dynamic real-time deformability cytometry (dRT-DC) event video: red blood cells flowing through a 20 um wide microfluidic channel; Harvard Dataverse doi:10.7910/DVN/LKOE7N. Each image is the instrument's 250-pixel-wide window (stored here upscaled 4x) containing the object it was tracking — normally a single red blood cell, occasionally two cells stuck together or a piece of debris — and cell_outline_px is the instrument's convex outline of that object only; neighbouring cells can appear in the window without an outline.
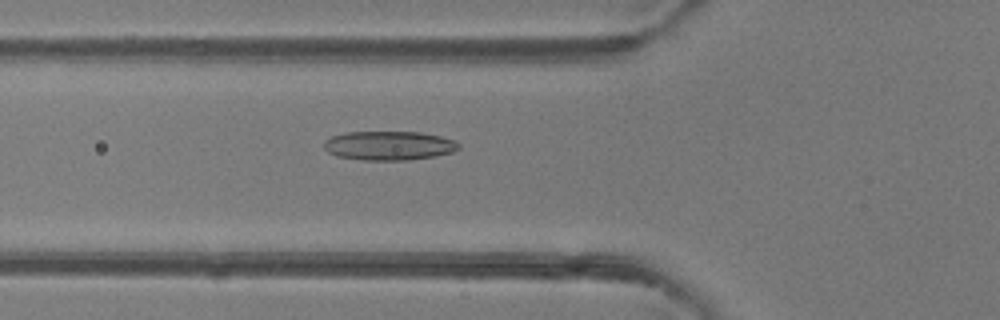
{"species": "common noctule bat (a hibernating species)", "species_latin": "Nyctalus noctula", "temperature_condition": "room temperature", "stored_images_in_passage": 38, "camera_frame_rate_fps": 3000, "um_per_image_px": 0.085, "animal": {"sex": "female"}, "frame": {"image": 1, "passage_image": 7, "time_ms": 2.0, "image_size_px": [1000, 320], "cell_outline_px": [[460, 148], [452, 152], [436, 156], [408, 160], [364, 160], [336, 156], [328, 152], [324, 148], [324, 140], [332, 136], [344, 132], [420, 132], [440, 136], [452, 140], [460, 144]], "centroid_in_image_um": [33.04, 12.38], "position_along_channel_um": 92.8, "area_um2": 22.89}}
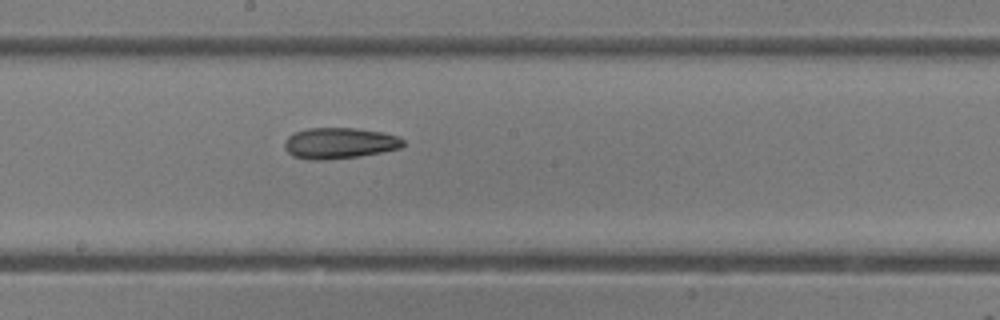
{"frame": {"image": 2, "passage_image": 16, "time_ms": 5.0, "image_size_px": [1000, 320], "cell_outline_px": [[404, 144], [400, 148], [360, 156], [324, 160], [308, 160], [292, 156], [284, 148], [284, 140], [288, 136], [296, 132], [308, 128], [356, 128], [384, 132], [396, 136], [404, 140]], "centroid_in_image_um": [28.82, 12.17], "position_along_channel_um": 219.4, "area_um2": 21.5}}
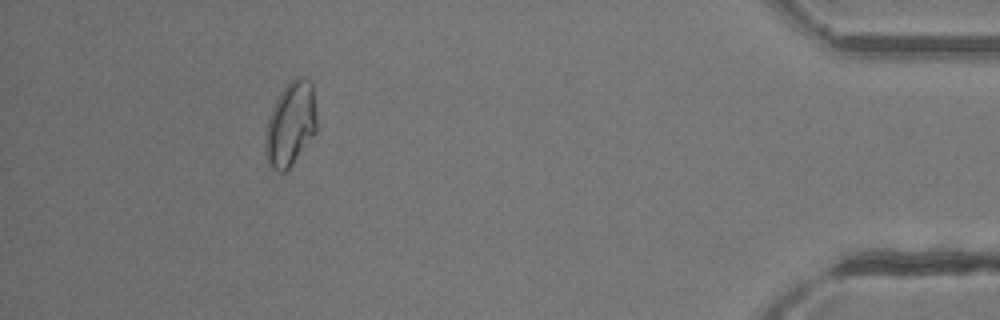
{"frame": {"image": 3, "passage_image": 34, "time_ms": 11.0, "image_size_px": [1000, 320], "cell_outline_px": [[316, 132], [292, 164], [284, 172], [276, 172], [268, 164], [264, 152], [264, 140], [268, 116], [280, 92], [288, 80], [300, 76], [308, 80], [312, 84], [316, 112]], "centroid_in_image_um": [24.67, 10.54], "position_along_channel_um": 410.5, "area_um2": 25.43}, "authors_computed_cell_mechanics": {"area_um2": 22.0507, "velocity_mm_per_s": 4.1953, "shape_relaxation_time_tau1_ms": null, "shape_relaxation_time_tau2_ms": 6.9932, "deformation_change_tau1": null, "deformation_change_tau2": 0.1399}}